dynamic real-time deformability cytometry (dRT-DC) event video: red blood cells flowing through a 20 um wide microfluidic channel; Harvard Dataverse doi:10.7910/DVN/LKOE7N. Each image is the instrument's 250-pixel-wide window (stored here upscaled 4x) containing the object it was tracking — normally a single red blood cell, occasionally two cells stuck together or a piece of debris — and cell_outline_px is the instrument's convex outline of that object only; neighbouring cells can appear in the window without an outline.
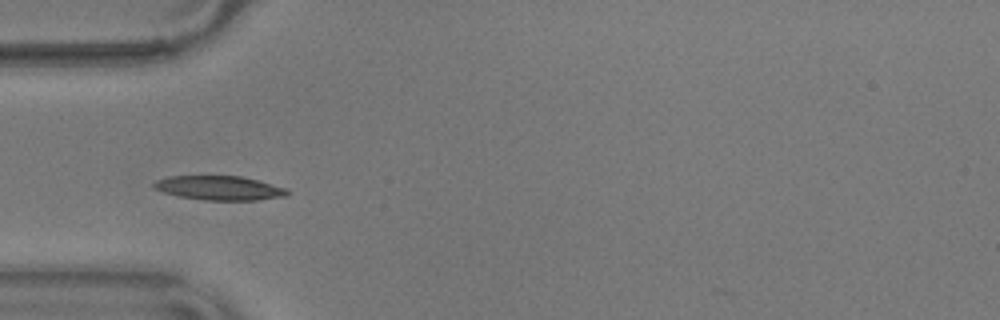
{"species": "common noctule bat (a hibernating species)", "species_latin": "Nyctalus noctula", "temperature_condition": "warm", "stored_images_in_passage": 26, "camera_frame_rate_fps": 3000, "um_per_image_px": 0.085, "animal": {"sex": "male", "body_mass_g": 17.9}, "frame": {"image": 1, "passage_image": 1, "time_ms": 0.0, "image_size_px": [1000, 320], "cell_outline_px": [[292, 192], [288, 196], [256, 200], [204, 200], [180, 196], [164, 192], [156, 188], [152, 184], [156, 180], [168, 176], [240, 176], [288, 188]], "centroid_in_image_um": [18.71, 15.98], "position_along_channel_um": 66.3, "area_um2": 18.79}, "authors_computed_cell_mechanics": {"area_um2": 17.6868, "velocity_mm_per_s": 3.5619, "shape_relaxation_time_tau1_ms": 3.7494, "shape_relaxation_time_tau2_ms": 2.4557, "deformation_change_tau1": 0.1182, "deformation_change_tau2": 0.0681}}